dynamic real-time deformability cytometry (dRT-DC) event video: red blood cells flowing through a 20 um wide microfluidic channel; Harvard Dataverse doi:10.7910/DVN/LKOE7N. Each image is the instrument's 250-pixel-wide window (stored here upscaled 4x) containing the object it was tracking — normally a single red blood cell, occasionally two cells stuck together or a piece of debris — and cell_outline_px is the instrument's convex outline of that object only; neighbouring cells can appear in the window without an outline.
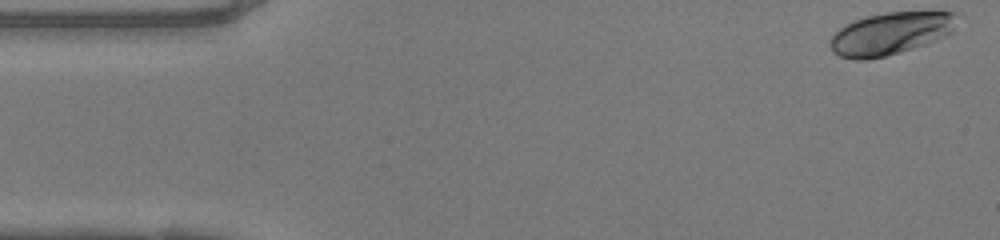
{"species": "human", "species_latin": "Homo sapiens", "temperature_condition": "warm", "stored_images_in_passage": 48, "camera_frame_rate_fps": 3000, "um_per_image_px": 0.085, "donor": {"sex": "female"}, "frame": {"image": 1, "passage_image": 1, "time_ms": 0.0, "image_size_px": [1000, 240], "cell_outline_px": [[952, 32], [948, 36], [900, 52], [884, 56], [864, 60], [856, 60], [840, 56], [832, 48], [828, 40], [840, 28], [856, 20], [868, 16], [888, 12], [952, 12]], "centroid_in_image_um": [75.64, 2.87], "position_along_channel_um": 9.4, "area_um2": 30.46}}
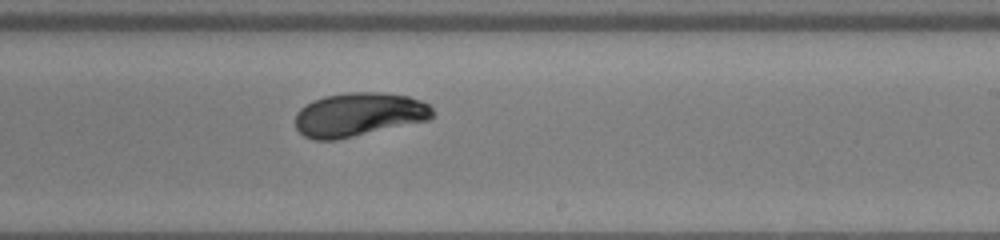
{"frame": {"image": 2, "passage_image": 28, "time_ms": 9.0, "image_size_px": [1000, 240], "cell_outline_px": [[436, 116], [428, 120], [336, 140], [316, 140], [304, 136], [296, 128], [296, 112], [300, 108], [312, 100], [324, 96], [348, 92], [380, 92], [408, 96], [420, 100], [428, 104], [432, 108]], "centroid_in_image_um": [30.5, 9.73], "position_along_channel_um": 258.5, "area_um2": 35.08}}
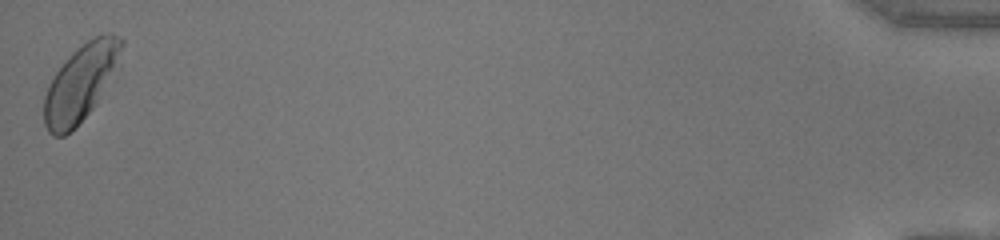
{"frame": {"image": 3, "passage_image": 48, "time_ms": 15.667, "image_size_px": [1000, 240], "cell_outline_px": [[124, 44], [96, 104], [64, 136], [52, 136], [48, 132], [44, 124], [44, 96], [56, 72], [72, 52], [88, 40], [96, 36], [108, 32], [112, 32], [124, 40]], "centroid_in_image_um": [6.81, 7.03], "position_along_channel_um": 428.4, "area_um2": 33.12}, "authors_computed_cell_mechanics": {"area_um2": 33.7841, "velocity_mm_per_s": 4.1207, "shape_relaxation_time_tau1_ms": 3.0094, "shape_relaxation_time_tau2_ms": null, "deformation_change_tau1": 0.1364, "deformation_change_tau2": null}}